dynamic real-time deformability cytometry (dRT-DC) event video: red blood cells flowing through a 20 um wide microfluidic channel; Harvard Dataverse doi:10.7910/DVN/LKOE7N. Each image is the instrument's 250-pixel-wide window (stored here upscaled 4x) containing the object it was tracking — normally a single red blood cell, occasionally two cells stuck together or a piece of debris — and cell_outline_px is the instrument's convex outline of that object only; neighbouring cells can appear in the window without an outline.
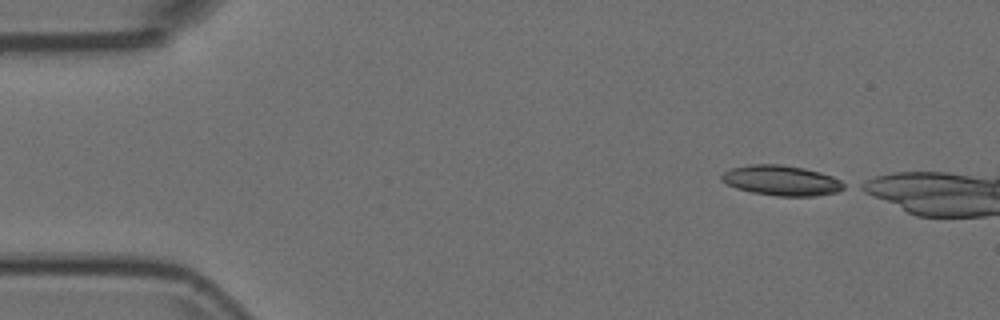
{"species": "Egyptian fruit bat (a non-hibernating species)", "species_latin": "Rousettus aegyptiacus", "temperature_condition": "room temperature", "stored_images_in_passage": 8, "camera_frame_rate_fps": 3000, "um_per_image_px": 0.085, "animal": {"sex": "female"}, "frame": {"image": 1, "passage_image": 1, "time_ms": 0.0, "image_size_px": [1000, 320], "cell_outline_px": [[848, 188], [840, 192], [816, 196], [776, 196], [752, 192], [736, 188], [720, 180], [720, 176], [724, 172], [732, 168], [752, 164], [780, 164], [804, 168], [820, 172], [832, 176], [848, 184]], "centroid_in_image_um": [66.5, 15.35], "position_along_channel_um": 18.5, "area_um2": 21.79}}